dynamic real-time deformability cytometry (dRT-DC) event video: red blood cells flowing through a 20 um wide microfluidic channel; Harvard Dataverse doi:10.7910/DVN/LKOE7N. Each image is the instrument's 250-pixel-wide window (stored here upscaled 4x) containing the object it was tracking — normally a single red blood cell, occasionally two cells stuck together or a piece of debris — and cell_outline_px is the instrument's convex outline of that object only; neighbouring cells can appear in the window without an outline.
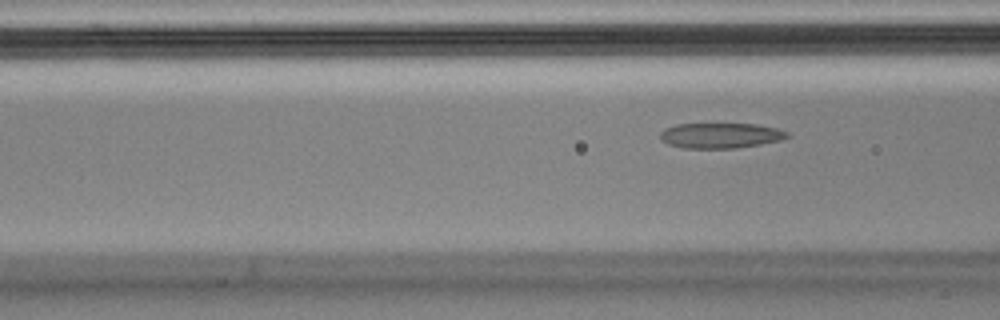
{"species": "Egyptian fruit bat (a non-hibernating species)", "species_latin": "Rousettus aegyptiacus", "temperature_condition": "cold", "stored_images_in_passage": 7, "camera_frame_rate_fps": 3000, "um_per_image_px": 0.085, "animal": {"sex": "male"}, "frame": {"image": 1, "passage_image": 7, "time_ms": 2.0, "image_size_px": [1000, 320], "cell_outline_px": [[792, 136], [780, 140], [760, 144], [736, 148], [684, 148], [668, 144], [660, 136], [660, 132], [664, 128], [676, 124], [756, 124], [776, 128], [788, 132]], "centroid_in_image_um": [61.26, 11.51], "position_along_channel_um": 105.3, "area_um2": 18.67}}